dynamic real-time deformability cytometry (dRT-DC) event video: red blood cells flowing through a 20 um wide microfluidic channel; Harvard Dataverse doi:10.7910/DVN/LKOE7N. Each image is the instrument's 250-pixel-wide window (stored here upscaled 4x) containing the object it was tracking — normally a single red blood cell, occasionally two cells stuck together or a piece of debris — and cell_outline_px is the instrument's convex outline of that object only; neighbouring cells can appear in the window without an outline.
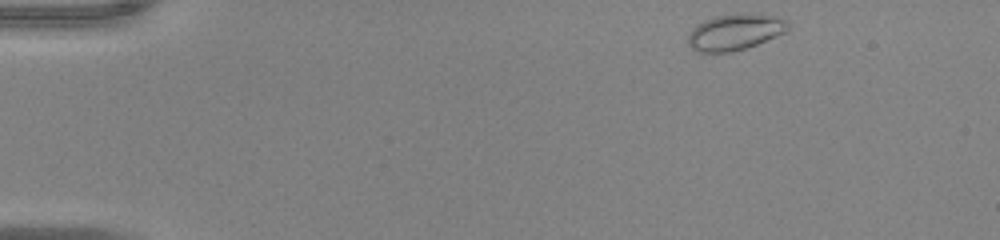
{"species": "common noctule bat (a hibernating species)", "species_latin": "Nyctalus noctula", "temperature_condition": "warm", "stored_images_in_passage": 46, "camera_frame_rate_fps": 3000, "um_per_image_px": 0.085, "animal": {"sex": "male", "body_mass_g": 20.0, "forearm_length_mm": 53.3}, "frame": {"image": 1, "passage_image": 1, "time_ms": 0.0, "image_size_px": [1000, 240], "cell_outline_px": [[788, 32], [756, 44], [732, 52], [696, 52], [688, 44], [688, 36], [692, 28], [696, 24], [704, 20], [716, 16], [736, 12], [756, 12], [776, 16], [788, 20]], "centroid_in_image_um": [62.5, 2.69], "position_along_channel_um": 22.5, "area_um2": 21.56}}
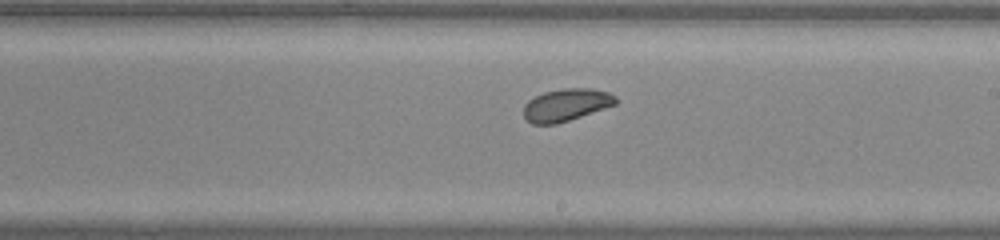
{"frame": {"image": 2, "passage_image": 25, "time_ms": 8.0, "image_size_px": [1000, 240], "cell_outline_px": [[616, 104], [556, 124], [532, 124], [524, 116], [524, 104], [528, 100], [544, 92], [564, 88], [592, 88], [608, 92], [616, 96]], "centroid_in_image_um": [48.11, 8.9], "position_along_channel_um": 240.9, "area_um2": 17.17}}
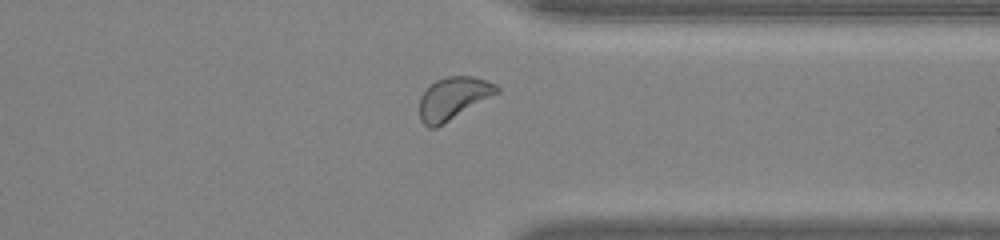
{"frame": {"image": 3, "passage_image": 35, "time_ms": 11.333, "image_size_px": [1000, 240], "cell_outline_px": [[500, 92], [436, 128], [428, 128], [420, 120], [420, 96], [436, 80], [444, 76], [472, 76], [488, 80], [496, 84], [500, 88]], "centroid_in_image_um": [38.54, 8.35], "position_along_channel_um": 372.9, "area_um2": 19.13}}